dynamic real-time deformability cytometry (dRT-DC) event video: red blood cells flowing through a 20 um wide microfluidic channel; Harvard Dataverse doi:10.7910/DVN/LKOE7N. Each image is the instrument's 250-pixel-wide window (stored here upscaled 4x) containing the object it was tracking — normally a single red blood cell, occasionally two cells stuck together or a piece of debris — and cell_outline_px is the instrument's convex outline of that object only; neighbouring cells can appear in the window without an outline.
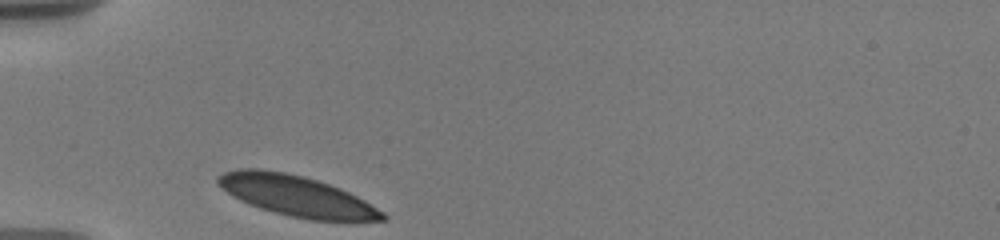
{"species": "human", "species_latin": "Homo sapiens", "temperature_condition": "warm", "stored_images_in_passage": 13, "camera_frame_rate_fps": 3000, "um_per_image_px": 0.085, "donor": {"sex": "male"}, "frame": {"image": 1, "passage_image": 1, "time_ms": 0.0, "image_size_px": [1000, 240], "cell_outline_px": [[388, 220], [308, 220], [288, 216], [260, 208], [248, 204], [232, 196], [216, 184], [216, 176], [224, 172], [240, 168], [260, 168], [284, 172], [304, 176], [340, 188], [364, 200], [384, 212], [388, 216]], "centroid_in_image_um": [25.16, 16.64], "position_along_channel_um": 59.8, "area_um2": 38.96}}
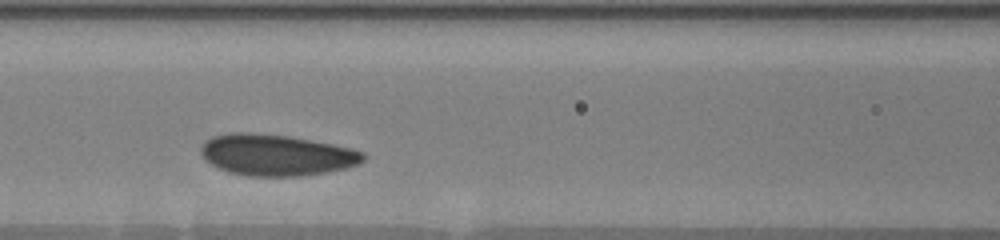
{"frame": {"image": 2, "passage_image": 6, "time_ms": 2.667, "image_size_px": [1000, 240], "cell_outline_px": [[364, 160], [360, 164], [328, 172], [300, 176], [244, 176], [228, 172], [204, 160], [200, 152], [200, 148], [212, 136], [232, 132], [248, 132], [288, 136], [312, 140], [352, 148], [364, 152]], "centroid_in_image_um": [23.49, 13.18], "position_along_channel_um": 143.1, "area_um2": 39.13}}
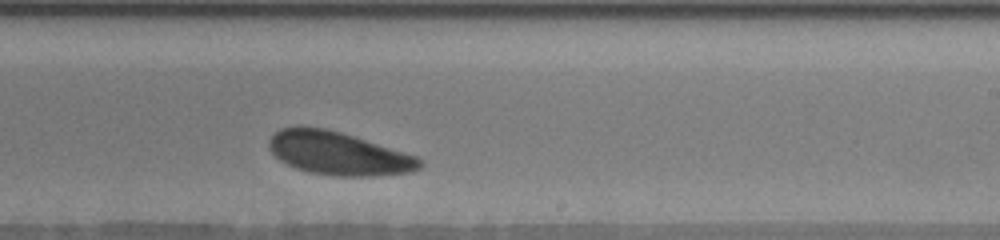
{"frame": {"image": 3, "passage_image": 13, "time_ms": 6.0, "image_size_px": [1000, 240], "cell_outline_px": [[424, 164], [420, 168], [412, 172], [376, 176], [332, 176], [308, 172], [296, 168], [280, 160], [268, 148], [268, 140], [280, 128], [300, 124], [324, 128], [340, 132], [416, 156], [424, 160]], "centroid_in_image_um": [28.74, 13.03], "position_along_channel_um": 260.3, "area_um2": 38.15}}